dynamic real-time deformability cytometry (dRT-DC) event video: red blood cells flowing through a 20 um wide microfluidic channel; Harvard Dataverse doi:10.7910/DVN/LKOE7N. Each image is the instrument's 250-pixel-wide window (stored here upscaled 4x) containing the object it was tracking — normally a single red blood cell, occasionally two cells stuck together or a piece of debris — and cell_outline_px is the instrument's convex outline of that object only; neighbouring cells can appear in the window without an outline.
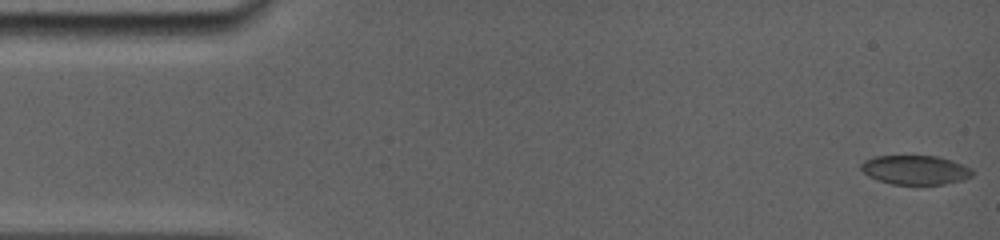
{"species": "common noctule bat (a hibernating species)", "species_latin": "Nyctalus noctula", "temperature_condition": "room temperature", "stored_images_in_passage": 26, "camera_frame_rate_fps": 5000, "um_per_image_px": 0.085, "animal": {"sex": "female", "body_mass_g": 19.0, "forearm_length_mm": 56.7}, "frame": {"image": 1, "passage_image": 1, "time_ms": 0.0, "image_size_px": [1000, 240], "cell_outline_px": [[972, 176], [964, 180], [944, 184], [892, 184], [868, 176], [860, 168], [860, 164], [864, 160], [876, 156], [940, 156], [952, 160], [972, 168]], "centroid_in_image_um": [77.82, 14.44], "position_along_channel_um": 7.2, "area_um2": 18.96}}
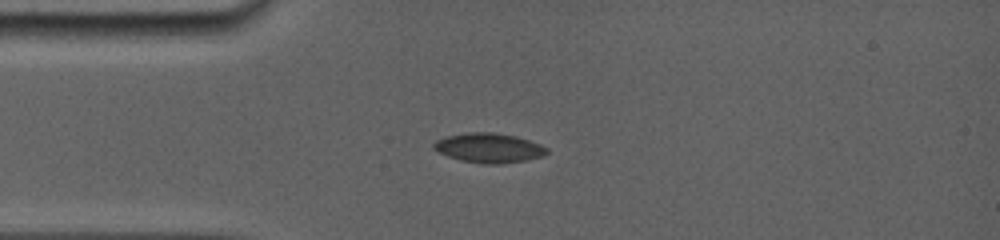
{"frame": {"image": 2, "passage_image": 22, "time_ms": 3.8, "image_size_px": [1000, 240], "cell_outline_px": [[548, 152], [544, 156], [528, 160], [504, 164], [484, 164], [460, 160], [448, 156], [432, 148], [432, 144], [436, 140], [448, 136], [468, 132], [492, 132], [516, 136], [540, 144], [548, 148]], "centroid_in_image_um": [41.58, 12.58], "position_along_channel_um": 43.4, "area_um2": 19.59}}